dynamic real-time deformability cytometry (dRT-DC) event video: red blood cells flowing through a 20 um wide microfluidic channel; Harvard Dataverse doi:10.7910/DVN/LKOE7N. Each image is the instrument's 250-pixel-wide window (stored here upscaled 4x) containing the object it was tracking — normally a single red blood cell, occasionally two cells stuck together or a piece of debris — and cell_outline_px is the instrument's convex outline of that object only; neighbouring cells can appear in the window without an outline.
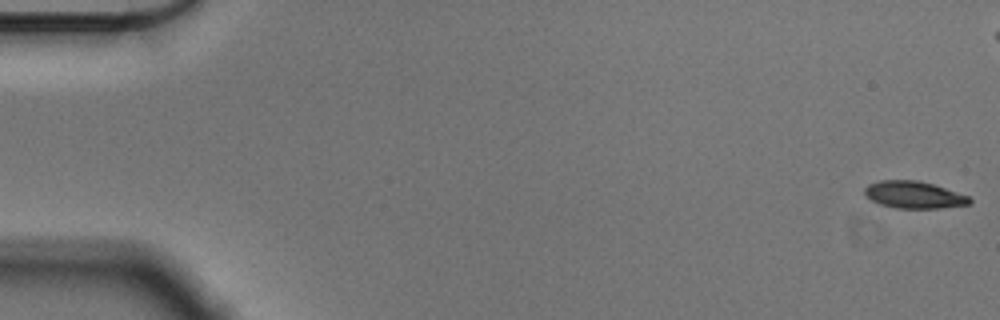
{"species": "Egyptian fruit bat (a non-hibernating species)", "species_latin": "Rousettus aegyptiacus", "temperature_condition": "cold", "stored_images_in_passage": 57, "camera_frame_rate_fps": 3000, "um_per_image_px": 0.085, "animal": {"sex": "male"}, "frame": {"image": 1, "passage_image": 1, "time_ms": 0.0, "image_size_px": [1000, 320], "cell_outline_px": [[972, 204], [940, 208], [896, 208], [880, 204], [864, 196], [864, 188], [868, 184], [880, 180], [920, 180], [968, 196], [972, 200]], "centroid_in_image_um": [77.66, 16.56], "position_along_channel_um": 7.3, "area_um2": 16.59}}
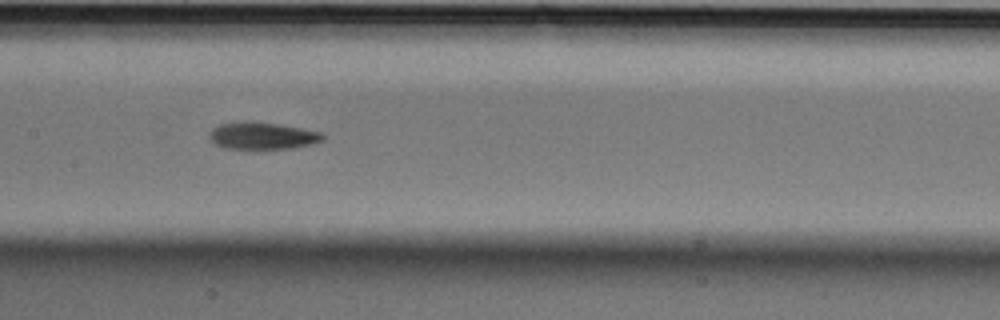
{"frame": {"image": 2, "passage_image": 28, "time_ms": 9.0, "image_size_px": [1000, 320], "cell_outline_px": [[324, 140], [316, 144], [292, 148], [260, 152], [256, 152], [224, 148], [208, 140], [208, 136], [212, 128], [220, 124], [280, 124], [320, 132], [324, 136]], "centroid_in_image_um": [22.32, 11.65], "position_along_channel_um": 185.1, "area_um2": 18.21}}
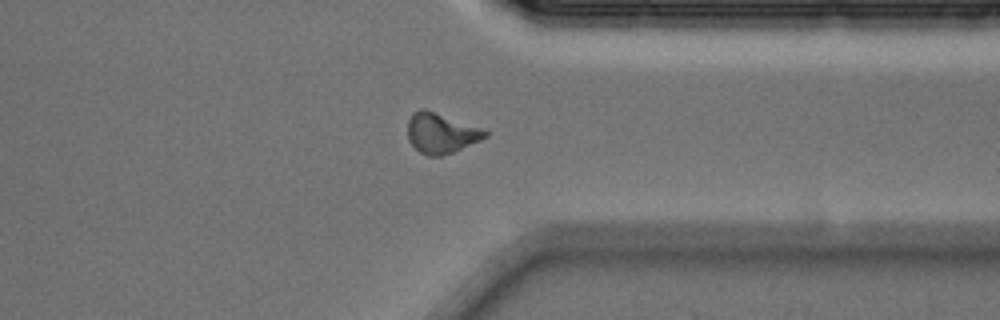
{"frame": {"image": 3, "passage_image": 44, "time_ms": 14.333, "image_size_px": [1000, 320], "cell_outline_px": [[488, 136], [480, 140], [452, 152], [440, 156], [428, 156], [420, 152], [408, 140], [408, 120], [412, 112], [420, 108], [424, 108], [488, 132]], "centroid_in_image_um": [37.42, 11.32], "position_along_channel_um": 374.0, "area_um2": 17.63}, "authors_computed_cell_mechanics": {"area_um2": 17.3978, "velocity_mm_per_s": 3.5788, "shape_relaxation_time_tau1_ms": 3.4002, "shape_relaxation_time_tau2_ms": 10.4346, "deformation_change_tau1": 0.1308, "deformation_change_tau2": 0.1767}}